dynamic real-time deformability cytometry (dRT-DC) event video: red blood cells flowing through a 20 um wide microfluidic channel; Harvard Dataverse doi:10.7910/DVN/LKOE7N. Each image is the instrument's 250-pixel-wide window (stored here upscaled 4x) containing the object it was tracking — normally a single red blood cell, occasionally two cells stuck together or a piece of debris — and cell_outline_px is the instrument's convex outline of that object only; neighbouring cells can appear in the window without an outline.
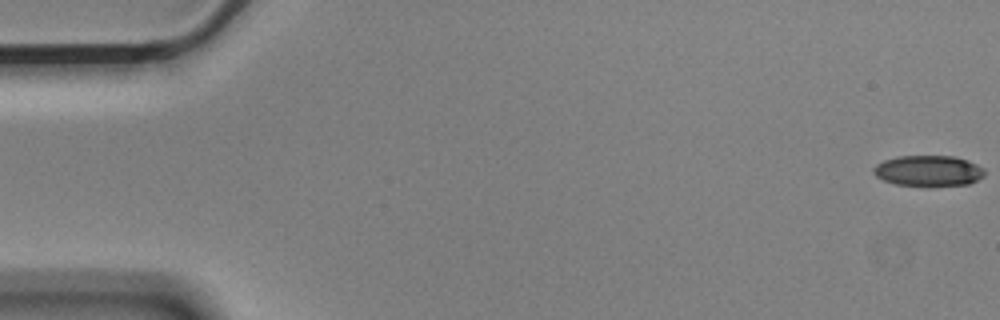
{"species": "Egyptian fruit bat (a non-hibernating species)", "species_latin": "Rousettus aegyptiacus", "temperature_condition": "cold", "stored_images_in_passage": 57, "camera_frame_rate_fps": 3000, "um_per_image_px": 0.085, "animal": {"sex": "male"}, "frame": {"image": 1, "passage_image": 1, "time_ms": 0.0, "image_size_px": [1000, 320], "cell_outline_px": [[984, 176], [968, 184], [932, 188], [896, 184], [884, 180], [876, 176], [872, 172], [872, 168], [876, 164], [884, 160], [900, 156], [956, 156], [968, 160], [984, 168]], "centroid_in_image_um": [78.92, 14.54], "position_along_channel_um": 6.1, "area_um2": 20.46}}
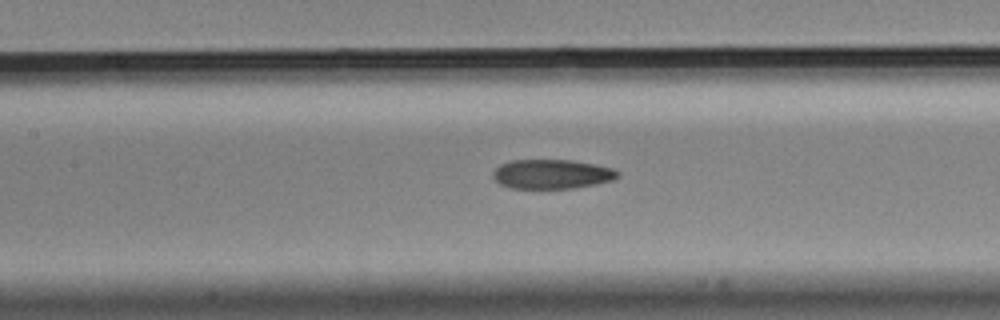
{"frame": {"image": 2, "passage_image": 26, "time_ms": 8.333, "image_size_px": [1000, 320], "cell_outline_px": [[620, 176], [612, 180], [596, 184], [572, 188], [508, 188], [500, 184], [492, 176], [492, 172], [500, 164], [512, 160], [572, 160], [596, 164], [612, 168], [620, 172]], "centroid_in_image_um": [46.91, 14.79], "position_along_channel_um": 160.5, "area_um2": 21.44}}
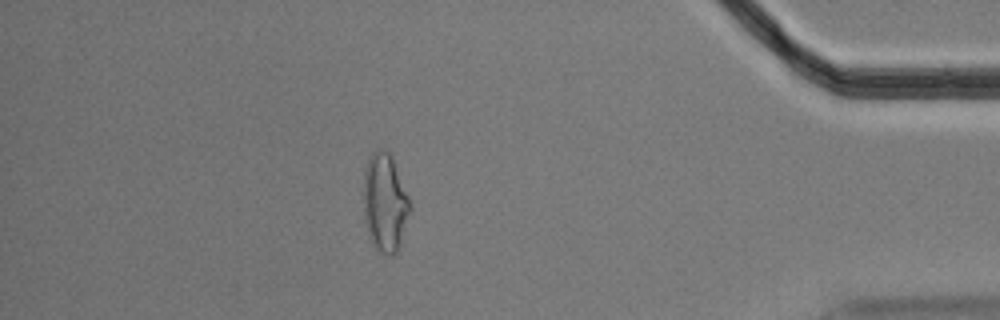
{"frame": {"image": 3, "passage_image": 50, "time_ms": 16.333, "image_size_px": [1000, 320], "cell_outline_px": [[412, 208], [400, 244], [396, 252], [392, 256], [388, 256], [380, 252], [372, 244], [368, 236], [364, 220], [364, 168], [372, 152], [376, 148], [380, 148], [388, 152], [392, 156], [408, 196]], "centroid_in_image_um": [32.71, 17.24], "position_along_channel_um": 402.5, "area_um2": 26.88}, "authors_computed_cell_mechanics": {"area_um2": 22.253, "velocity_mm_per_s": 3.5639, "shape_relaxation_time_tau1_ms": null, "shape_relaxation_time_tau2_ms": 2.4591, "deformation_change_tau1": null, "deformation_change_tau2": 0.0994}}